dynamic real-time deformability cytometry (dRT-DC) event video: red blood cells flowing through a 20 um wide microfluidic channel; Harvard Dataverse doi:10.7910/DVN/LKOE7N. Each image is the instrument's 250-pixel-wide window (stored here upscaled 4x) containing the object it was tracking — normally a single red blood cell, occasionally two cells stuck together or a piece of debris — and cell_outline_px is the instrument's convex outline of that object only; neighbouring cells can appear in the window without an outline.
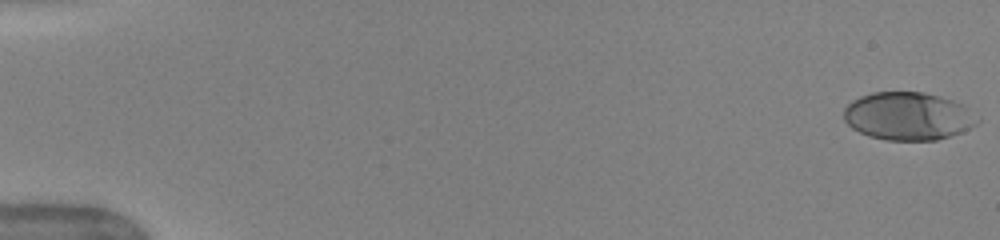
{"species": "human", "species_latin": "Homo sapiens", "temperature_condition": "warm", "stored_images_in_passage": 51, "camera_frame_rate_fps": 3000, "um_per_image_px": 0.085, "donor": {"sex": "female"}, "frame": {"image": 1, "passage_image": 1, "time_ms": 0.0, "image_size_px": [1000, 240], "cell_outline_px": [[980, 120], [976, 124], [960, 132], [936, 140], [888, 140], [868, 136], [852, 128], [844, 120], [844, 108], [852, 100], [860, 96], [872, 92], [924, 92], [940, 96], [964, 104], [980, 116]], "centroid_in_image_um": [77.2, 9.86], "position_along_channel_um": 7.8, "area_um2": 37.51}}
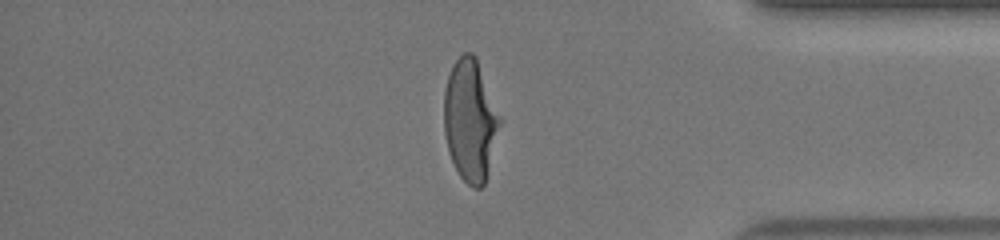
{"frame": {"image": 2, "passage_image": 44, "time_ms": 14.333, "image_size_px": [1000, 240], "cell_outline_px": [[500, 124], [484, 184], [480, 188], [472, 188], [460, 176], [452, 160], [448, 148], [444, 132], [444, 92], [448, 76], [456, 60], [464, 52], [472, 52], [476, 56], [500, 116]], "centroid_in_image_um": [39.95, 10.2], "position_along_channel_um": 395.2, "area_um2": 38.96}}
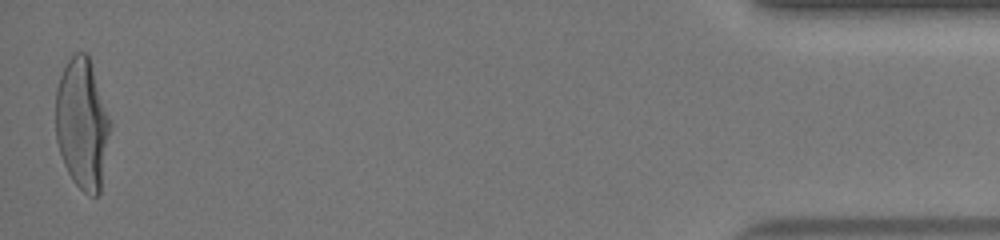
{"frame": {"image": 3, "passage_image": 51, "time_ms": 16.667, "image_size_px": [1000, 240], "cell_outline_px": [[112, 124], [100, 192], [96, 196], [88, 196], [72, 180], [64, 164], [56, 140], [56, 88], [60, 76], [68, 60], [76, 52], [88, 52], [112, 120]], "centroid_in_image_um": [7.02, 10.51], "position_along_channel_um": 428.2, "area_um2": 42.14}, "authors_computed_cell_mechanics": {"area_um2": 38.2058, "velocity_mm_per_s": 4.008, "shape_relaxation_time_tau1_ms": 3.7143, "shape_relaxation_time_tau2_ms": null, "deformation_change_tau1": 0.2125, "deformation_change_tau2": null}}